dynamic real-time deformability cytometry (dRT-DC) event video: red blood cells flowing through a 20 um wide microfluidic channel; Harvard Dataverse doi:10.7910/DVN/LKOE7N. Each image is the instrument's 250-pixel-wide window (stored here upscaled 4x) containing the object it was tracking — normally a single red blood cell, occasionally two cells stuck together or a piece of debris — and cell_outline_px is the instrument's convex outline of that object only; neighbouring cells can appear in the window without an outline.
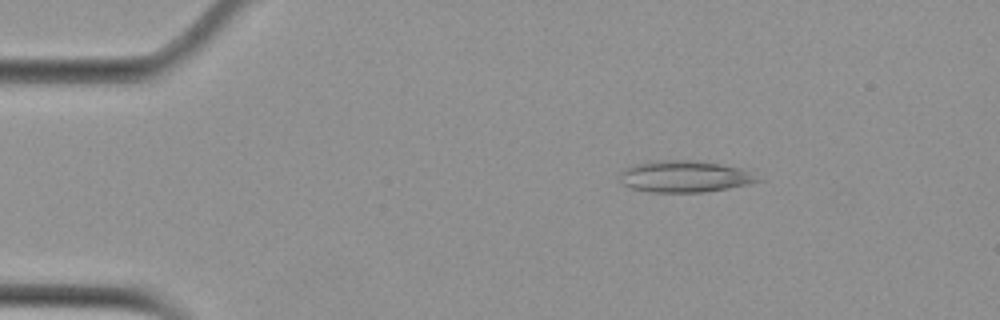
{"species": "Egyptian fruit bat (a non-hibernating species)", "species_latin": "Rousettus aegyptiacus", "temperature_condition": "cold", "stored_images_in_passage": 13, "camera_frame_rate_fps": 3000, "um_per_image_px": 0.085, "animal": {"sex": "female"}, "frame": {"image": 1, "passage_image": 1, "time_ms": 0.0, "image_size_px": [1000, 320], "cell_outline_px": [[768, 180], [728, 188], [704, 192], [652, 192], [632, 188], [624, 184], [620, 180], [620, 172], [624, 168], [636, 164], [656, 160], [696, 160], [720, 164], [740, 168]], "centroid_in_image_um": [58.24, 15.0], "position_along_channel_um": 26.8, "area_um2": 25.49}}
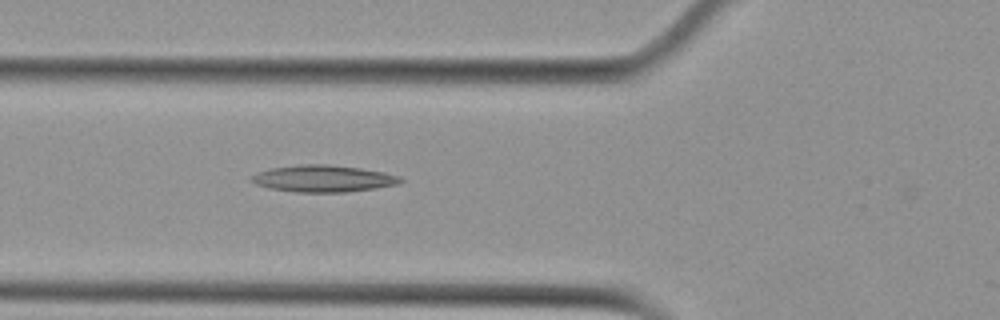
{"frame": {"image": 2, "passage_image": 12, "time_ms": 3.667, "image_size_px": [1000, 320], "cell_outline_px": [[404, 180], [396, 184], [376, 188], [344, 192], [296, 192], [268, 188], [256, 184], [248, 180], [256, 172], [272, 168], [300, 164], [324, 164], [360, 168], [384, 172], [400, 176]], "centroid_in_image_um": [27.44, 15.18], "position_along_channel_um": 98.4, "area_um2": 23.24}}